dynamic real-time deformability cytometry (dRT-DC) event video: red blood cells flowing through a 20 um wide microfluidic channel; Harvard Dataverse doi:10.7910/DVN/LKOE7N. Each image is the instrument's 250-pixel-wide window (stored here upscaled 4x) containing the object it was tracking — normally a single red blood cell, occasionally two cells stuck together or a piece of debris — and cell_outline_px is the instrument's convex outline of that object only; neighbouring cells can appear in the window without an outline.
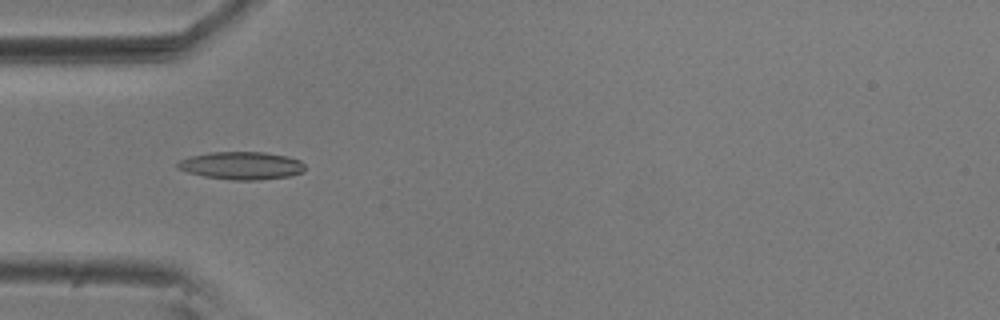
{"species": "common noctule bat (a hibernating species)", "species_latin": "Nyctalus noctula", "temperature_condition": "room temperature", "stored_images_in_passage": 11, "camera_frame_rate_fps": 3000, "um_per_image_px": 0.085, "animal": {"sex": "male", "body_mass_g": 20.5, "forearm_length_mm": 52.5}, "frame": {"image": 1, "passage_image": 2, "time_ms": 0.333, "image_size_px": [1000, 320], "cell_outline_px": [[304, 172], [288, 176], [256, 180], [236, 180], [204, 176], [188, 172], [176, 168], [176, 164], [180, 160], [192, 156], [208, 152], [264, 152], [288, 156], [300, 160], [304, 164]], "centroid_in_image_um": [20.54, 14.07], "position_along_channel_um": 64.5, "area_um2": 20.52}}
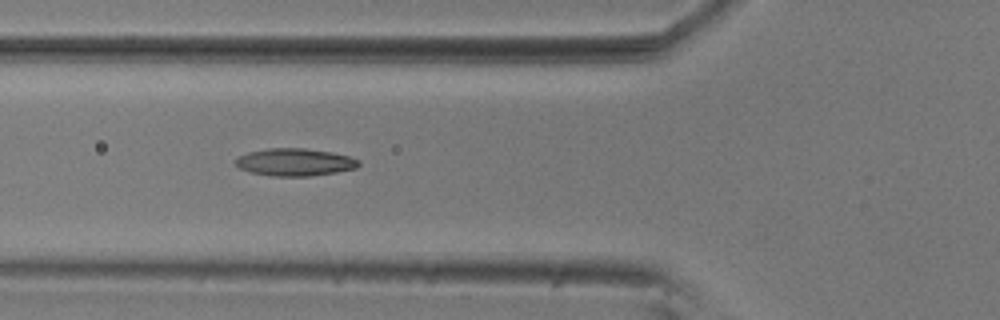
{"frame": {"image": 2, "passage_image": 5, "time_ms": 1.333, "image_size_px": [1000, 320], "cell_outline_px": [[360, 164], [356, 168], [336, 172], [308, 176], [272, 176], [252, 172], [240, 168], [236, 164], [236, 160], [240, 156], [248, 152], [268, 148], [304, 148], [332, 152], [348, 156], [360, 160]], "centroid_in_image_um": [25.09, 13.78], "position_along_channel_um": 100.7, "area_um2": 19.54}}